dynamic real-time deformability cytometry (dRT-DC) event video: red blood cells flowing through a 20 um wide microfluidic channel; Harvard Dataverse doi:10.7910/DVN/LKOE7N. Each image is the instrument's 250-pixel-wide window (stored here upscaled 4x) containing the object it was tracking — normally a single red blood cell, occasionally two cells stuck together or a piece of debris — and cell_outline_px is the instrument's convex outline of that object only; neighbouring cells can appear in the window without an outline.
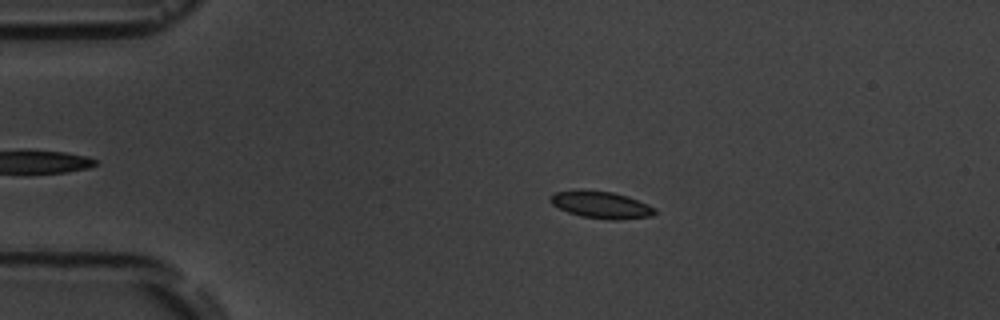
{"species": "common noctule bat (a hibernating species)", "species_latin": "Nyctalus noctula", "temperature_condition": "room temperature", "stored_images_in_passage": 9, "camera_frame_rate_fps": 3000, "um_per_image_px": 0.085, "animal": {"sex": "male", "body_mass_g": 19.5, "forearm_length_mm": 54.6}, "frame": {"image": 1, "passage_image": 2, "time_ms": 2.0, "image_size_px": [1000, 320], "cell_outline_px": [[656, 212], [652, 216], [616, 220], [612, 220], [580, 216], [568, 212], [552, 204], [548, 196], [556, 192], [612, 192], [628, 196], [648, 204], [656, 208]], "centroid_in_image_um": [51.16, 17.45], "position_along_channel_um": 33.8, "area_um2": 15.9}}
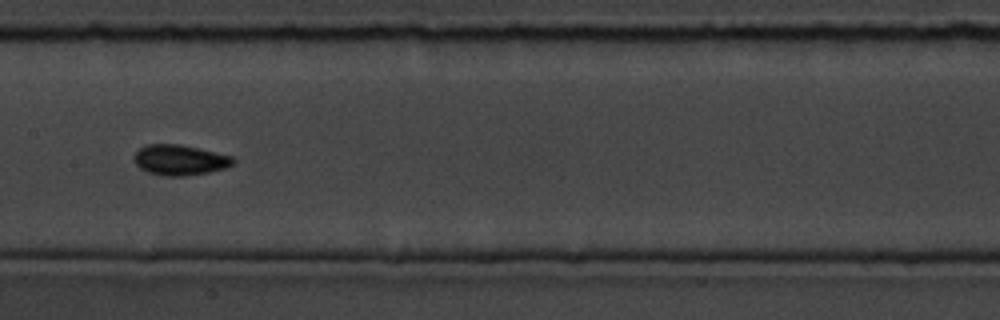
{"frame": {"image": 2, "passage_image": 7, "time_ms": 7.667, "image_size_px": [1000, 320], "cell_outline_px": [[236, 160], [232, 164], [224, 168], [208, 172], [184, 176], [164, 176], [148, 172], [140, 168], [136, 164], [132, 156], [140, 148], [148, 144], [180, 144], [232, 156]], "centroid_in_image_um": [15.26, 13.6], "position_along_channel_um": 192.1, "area_um2": 17.46}}
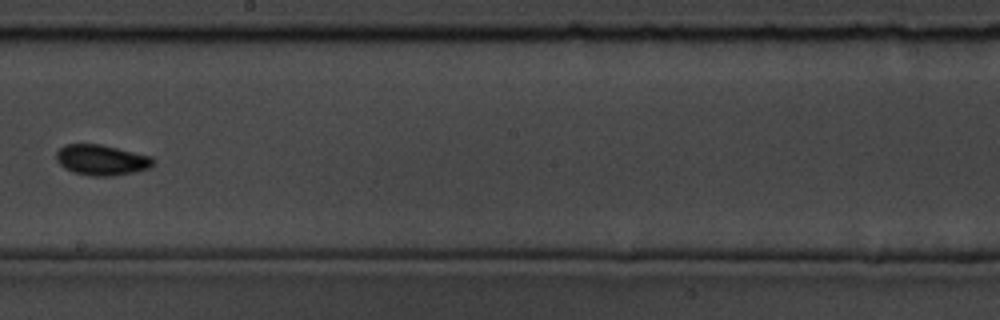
{"frame": {"image": 3, "passage_image": 8, "time_ms": 9.0, "image_size_px": [1000, 320], "cell_outline_px": [[156, 160], [152, 168], [136, 172], [112, 176], [92, 176], [72, 172], [64, 168], [56, 160], [56, 152], [64, 144], [100, 144], [152, 156]], "centroid_in_image_um": [8.67, 13.6], "position_along_channel_um": 239.5, "area_um2": 17.51}}